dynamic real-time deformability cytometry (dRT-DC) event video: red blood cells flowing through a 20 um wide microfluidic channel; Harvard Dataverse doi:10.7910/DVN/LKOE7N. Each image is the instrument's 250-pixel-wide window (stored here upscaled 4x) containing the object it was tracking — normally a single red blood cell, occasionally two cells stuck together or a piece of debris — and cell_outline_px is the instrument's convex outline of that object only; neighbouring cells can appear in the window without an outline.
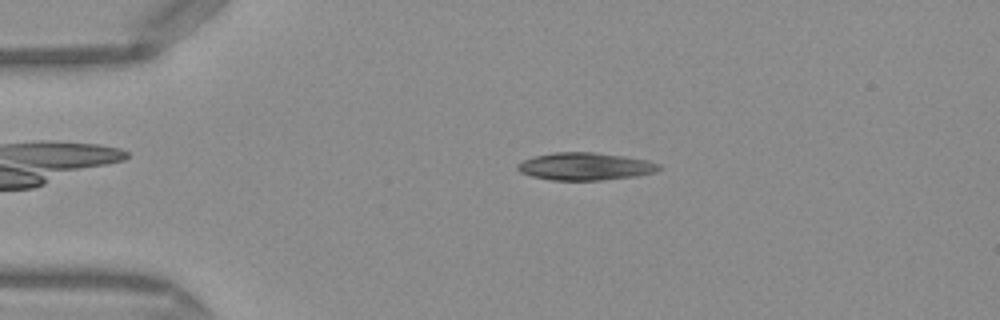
{"species": "Egyptian fruit bat (a non-hibernating species)", "species_latin": "Rousettus aegyptiacus", "temperature_condition": "warm", "stored_images_in_passage": 41, "camera_frame_rate_fps": 3000, "um_per_image_px": 0.085, "frame": {"image": 1, "passage_image": 3, "time_ms": 0.667, "image_size_px": [1000, 320], "cell_outline_px": [[660, 168], [656, 172], [636, 176], [604, 180], [552, 180], [532, 176], [520, 172], [516, 168], [516, 164], [532, 156], [556, 152], [592, 152], [624, 156], [648, 160], [660, 164]], "centroid_in_image_um": [49.74, 14.14], "position_along_channel_um": 35.3, "area_um2": 22.77}}
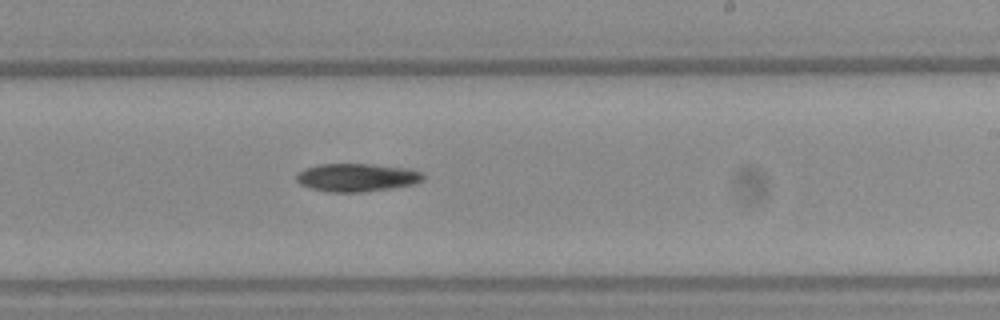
{"frame": {"image": 2, "passage_image": 22, "time_ms": 7.0, "image_size_px": [1000, 320], "cell_outline_px": [[424, 180], [416, 184], [392, 188], [360, 192], [328, 192], [308, 188], [300, 184], [296, 180], [296, 172], [304, 168], [320, 164], [368, 164], [408, 168], [424, 172]], "centroid_in_image_um": [30.33, 15.09], "position_along_channel_um": 258.7, "area_um2": 21.04}}
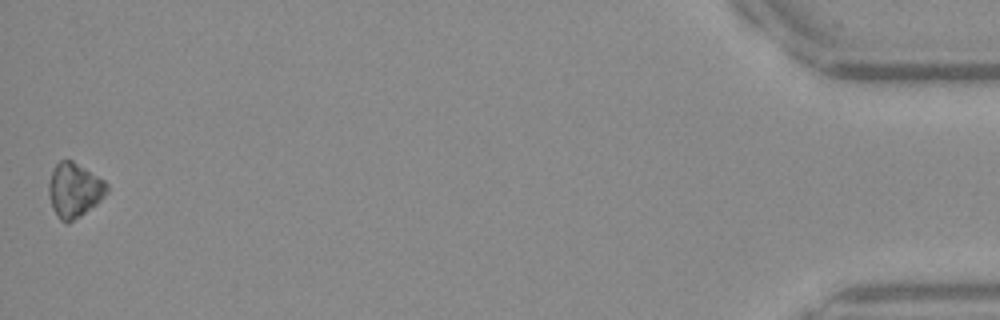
{"frame": {"image": 3, "passage_image": 41, "time_ms": 13.333, "image_size_px": [1000, 320], "cell_outline_px": [[108, 192], [96, 204], [80, 216], [68, 224], [64, 224], [60, 220], [52, 208], [48, 196], [48, 184], [52, 172], [56, 164], [60, 160], [72, 160], [104, 180], [108, 184]], "centroid_in_image_um": [6.3, 16.18], "position_along_channel_um": 428.9, "area_um2": 18.5}, "authors_computed_cell_mechanics": {"area_um2": 20.4034, "velocity_mm_per_s": 4.1418, "shape_relaxation_time_tau1_ms": 3.5196, "shape_relaxation_time_tau2_ms": null, "deformation_change_tau1": 0.1085, "deformation_change_tau2": null}}